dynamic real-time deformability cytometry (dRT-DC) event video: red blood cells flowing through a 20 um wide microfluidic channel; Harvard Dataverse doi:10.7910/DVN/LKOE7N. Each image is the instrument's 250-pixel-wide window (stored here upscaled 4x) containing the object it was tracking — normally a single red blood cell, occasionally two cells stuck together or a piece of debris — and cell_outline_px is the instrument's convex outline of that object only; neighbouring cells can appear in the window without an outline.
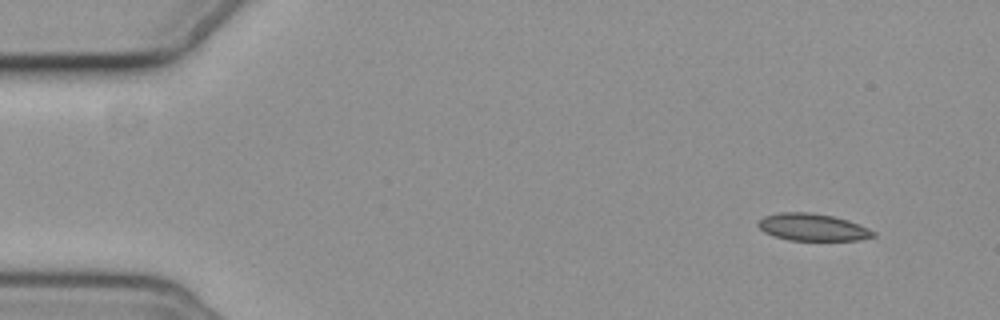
{"species": "common noctule bat (a hibernating species)", "species_latin": "Nyctalus noctula", "temperature_condition": "cold", "stored_images_in_passage": 7, "camera_frame_rate_fps": 3000, "um_per_image_px": 0.085, "animal": {"sex": "female", "body_mass_g": 19.3, "forearm_length_mm": 54.1}, "frame": {"image": 1, "passage_image": 1, "time_ms": 0.0, "image_size_px": [1000, 320], "cell_outline_px": [[876, 236], [860, 240], [788, 240], [772, 236], [764, 232], [756, 224], [764, 216], [780, 212], [808, 212], [832, 216], [848, 220], [868, 228], [876, 232]], "centroid_in_image_um": [69.06, 19.32], "position_along_channel_um": 15.9, "area_um2": 18.26}}
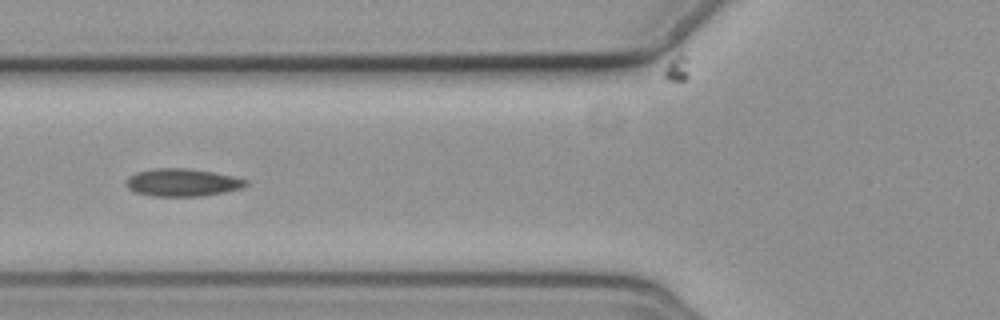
{"frame": {"image": 2, "passage_image": 6, "time_ms": 5.667, "image_size_px": [1000, 320], "cell_outline_px": [[248, 184], [240, 188], [224, 192], [200, 196], [152, 196], [136, 192], [128, 188], [128, 176], [136, 172], [152, 168], [188, 168], [212, 172], [232, 176], [248, 180]], "centroid_in_image_um": [15.49, 15.5], "position_along_channel_um": 110.3, "area_um2": 19.13}}
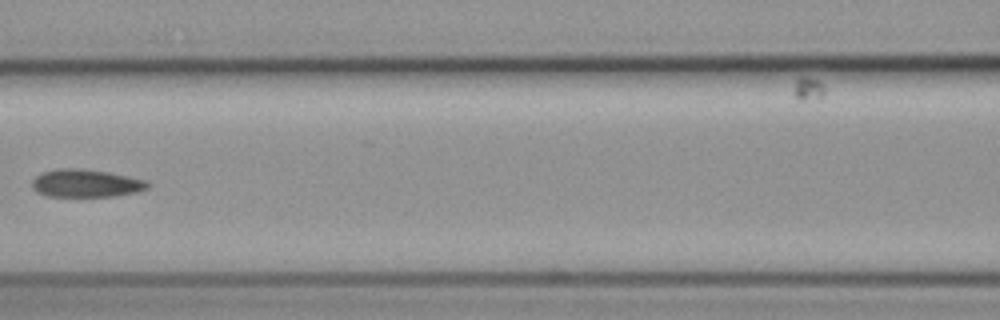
{"frame": {"image": 3, "passage_image": 7, "time_ms": 7.0, "image_size_px": [1000, 320], "cell_outline_px": [[152, 184], [148, 188], [136, 192], [116, 196], [48, 196], [36, 192], [32, 188], [32, 180], [36, 176], [44, 172], [56, 168], [84, 168], [108, 172], [148, 180]], "centroid_in_image_um": [7.33, 15.57], "position_along_channel_um": 159.3, "area_um2": 18.96}}